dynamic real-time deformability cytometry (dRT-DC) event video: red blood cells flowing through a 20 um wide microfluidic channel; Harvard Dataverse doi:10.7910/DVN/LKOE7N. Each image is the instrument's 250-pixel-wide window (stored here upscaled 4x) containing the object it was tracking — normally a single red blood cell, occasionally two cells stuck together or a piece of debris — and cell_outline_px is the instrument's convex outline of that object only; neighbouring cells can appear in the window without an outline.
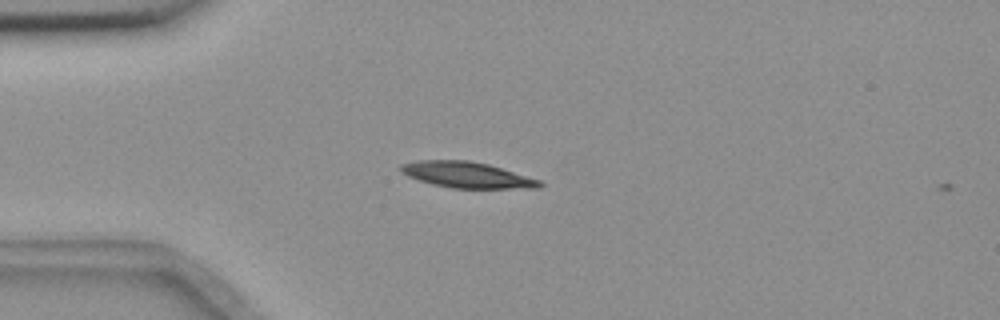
{"species": "common noctule bat (a hibernating species)", "species_latin": "Nyctalus noctula", "temperature_condition": "room temperature", "stored_images_in_passage": 2, "camera_frame_rate_fps": 3000, "um_per_image_px": 0.085, "animal": {"sex": "female", "body_mass_g": 18.4}, "frame": {"image": 1, "passage_image": 1, "time_ms": 0.0, "image_size_px": [1000, 320], "cell_outline_px": [[544, 184], [540, 188], [452, 188], [432, 184], [408, 176], [400, 172], [400, 164], [420, 160], [468, 160], [488, 164], [540, 180]], "centroid_in_image_um": [39.68, 14.86], "position_along_channel_um": 45.3, "area_um2": 20.87}}